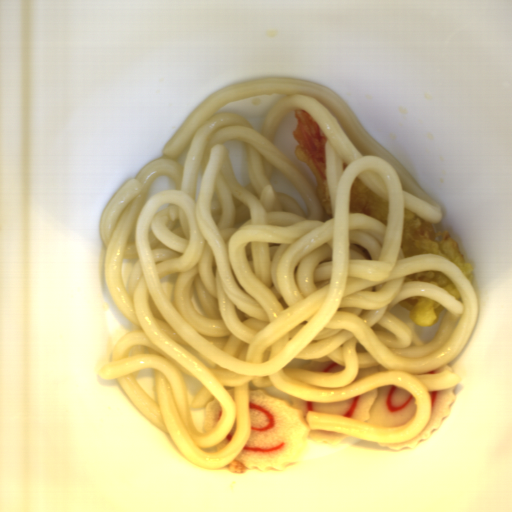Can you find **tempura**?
<instances>
[{
  "label": "tempura",
  "instance_id": "8679c707",
  "mask_svg": "<svg viewBox=\"0 0 512 512\" xmlns=\"http://www.w3.org/2000/svg\"><path fill=\"white\" fill-rule=\"evenodd\" d=\"M293 114L297 124L291 132L297 142L295 156L312 173L319 205L330 219L334 217V212L327 178L326 135L315 118L305 109H295Z\"/></svg>",
  "mask_w": 512,
  "mask_h": 512
},
{
  "label": "tempura",
  "instance_id": "d4f62c59",
  "mask_svg": "<svg viewBox=\"0 0 512 512\" xmlns=\"http://www.w3.org/2000/svg\"><path fill=\"white\" fill-rule=\"evenodd\" d=\"M401 248L403 256L434 254L456 265L473 285L475 271L466 262L460 244L448 231H437L435 223L428 222L404 207Z\"/></svg>",
  "mask_w": 512,
  "mask_h": 512
},
{
  "label": "tempura",
  "instance_id": "6ee92434",
  "mask_svg": "<svg viewBox=\"0 0 512 512\" xmlns=\"http://www.w3.org/2000/svg\"><path fill=\"white\" fill-rule=\"evenodd\" d=\"M350 214H366L388 226L389 199L382 197L357 177L349 192Z\"/></svg>",
  "mask_w": 512,
  "mask_h": 512
},
{
  "label": "tempura",
  "instance_id": "eeaa28ee",
  "mask_svg": "<svg viewBox=\"0 0 512 512\" xmlns=\"http://www.w3.org/2000/svg\"><path fill=\"white\" fill-rule=\"evenodd\" d=\"M399 304L409 311L408 316L414 323L423 327L435 325L440 319V314L446 309L427 296L409 297Z\"/></svg>",
  "mask_w": 512,
  "mask_h": 512
},
{
  "label": "tempura",
  "instance_id": "c8b91112",
  "mask_svg": "<svg viewBox=\"0 0 512 512\" xmlns=\"http://www.w3.org/2000/svg\"><path fill=\"white\" fill-rule=\"evenodd\" d=\"M405 282H425L434 284L446 290L454 298L462 303L461 295L454 284L453 280L447 276L444 272L440 271H425L420 273H414L406 275Z\"/></svg>",
  "mask_w": 512,
  "mask_h": 512
}]
</instances>
